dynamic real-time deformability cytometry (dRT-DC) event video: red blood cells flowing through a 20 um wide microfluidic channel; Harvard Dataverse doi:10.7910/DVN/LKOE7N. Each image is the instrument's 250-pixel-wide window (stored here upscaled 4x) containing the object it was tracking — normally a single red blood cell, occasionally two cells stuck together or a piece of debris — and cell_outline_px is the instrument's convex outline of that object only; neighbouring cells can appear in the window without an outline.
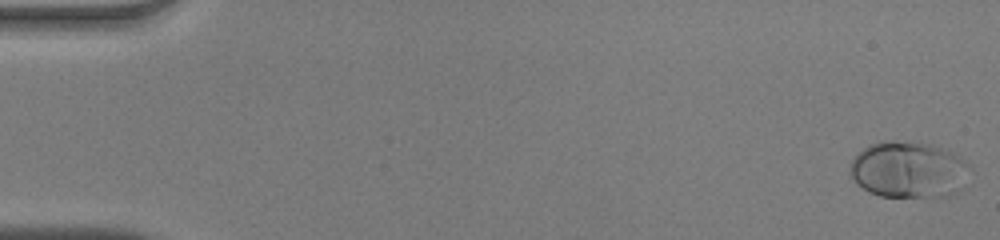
{"species": "human", "species_latin": "Homo sapiens", "temperature_condition": "warm", "stored_images_in_passage": 53, "camera_frame_rate_fps": 3000, "um_per_image_px": 0.085, "donor": {"sex": "male"}, "frame": {"image": 1, "passage_image": 1, "time_ms": 0.0, "image_size_px": [1000, 240], "cell_outline_px": [[972, 168], [960, 188], [956, 192], [948, 196], [880, 196], [868, 192], [856, 184], [848, 172], [852, 160], [868, 144], [880, 140], [892, 140], [932, 144], [952, 152], [964, 160]], "centroid_in_image_um": [77.2, 14.41], "position_along_channel_um": 7.8, "area_um2": 39.59}}
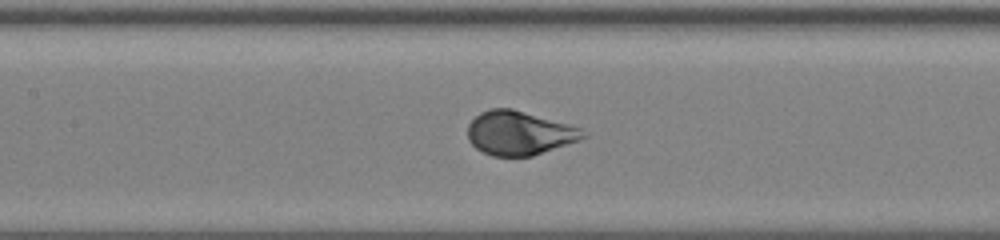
{"frame": {"image": 2, "passage_image": 25, "time_ms": 8.0, "image_size_px": [1000, 240], "cell_outline_px": [[588, 136], [580, 140], [532, 156], [492, 156], [476, 148], [468, 140], [468, 124], [480, 112], [492, 108], [512, 108], [568, 124], [580, 128]], "centroid_in_image_um": [44.13, 11.31], "position_along_channel_um": 163.3, "area_um2": 29.42}}
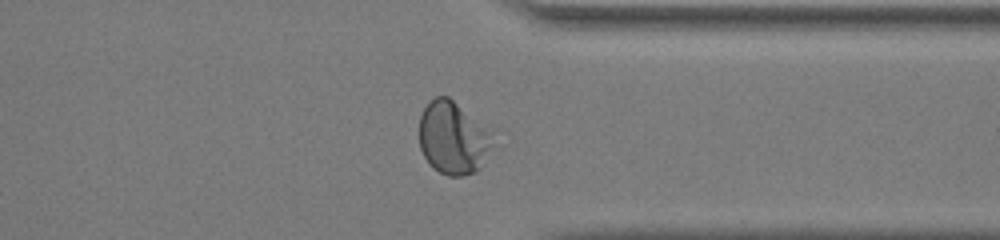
{"frame": {"image": 3, "passage_image": 41, "time_ms": 13.333, "image_size_px": [1000, 240], "cell_outline_px": [[500, 132], [480, 168], [476, 172], [464, 176], [448, 176], [440, 172], [424, 156], [420, 148], [420, 116], [424, 108], [436, 96], [448, 96], [500, 128]], "centroid_in_image_um": [38.69, 11.65], "position_along_channel_um": 372.7, "area_um2": 32.95}, "authors_computed_cell_mechanics": {"area_um2": 31.3854, "velocity_mm_per_s": 3.9626, "shape_relaxation_time_tau1_ms": 2.0334, "shape_relaxation_time_tau2_ms": null, "deformation_change_tau1": 0.1748, "deformation_change_tau2": null}}